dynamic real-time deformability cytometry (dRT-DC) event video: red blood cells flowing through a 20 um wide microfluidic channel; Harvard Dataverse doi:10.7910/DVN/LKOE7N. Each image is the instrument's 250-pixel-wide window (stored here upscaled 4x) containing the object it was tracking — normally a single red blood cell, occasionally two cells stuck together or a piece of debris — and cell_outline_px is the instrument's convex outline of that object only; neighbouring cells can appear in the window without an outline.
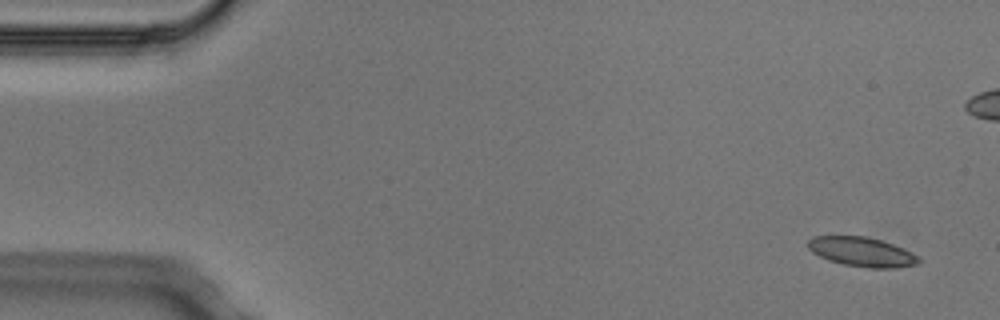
{"species": "Egyptian fruit bat (a non-hibernating species)", "species_latin": "Rousettus aegyptiacus", "temperature_condition": "cold", "stored_images_in_passage": 5, "camera_frame_rate_fps": 3000, "um_per_image_px": 0.085, "animal": {"sex": "male"}, "frame": {"image": 1, "passage_image": 1, "time_ms": 0.0, "image_size_px": [1000, 320], "cell_outline_px": [[920, 264], [892, 268], [868, 268], [844, 264], [828, 260], [812, 252], [808, 248], [808, 240], [812, 236], [864, 236], [880, 240], [904, 248], [916, 256], [920, 260]], "centroid_in_image_um": [73.24, 21.41], "position_along_channel_um": 11.8, "area_um2": 18.84}}